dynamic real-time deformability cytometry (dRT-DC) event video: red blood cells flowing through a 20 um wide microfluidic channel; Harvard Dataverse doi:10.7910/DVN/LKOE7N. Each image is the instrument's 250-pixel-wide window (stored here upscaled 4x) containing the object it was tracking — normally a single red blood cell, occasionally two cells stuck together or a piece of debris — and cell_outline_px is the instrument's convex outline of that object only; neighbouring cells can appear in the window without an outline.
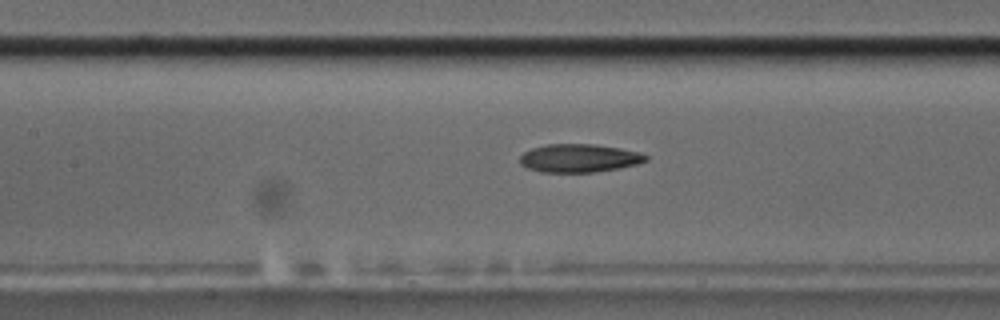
{"species": "common noctule bat (a hibernating species)", "species_latin": "Nyctalus noctula", "temperature_condition": "cold", "stored_images_in_passage": 40, "camera_frame_rate_fps": 3000, "um_per_image_px": 0.085, "animal": {"sex": "male", "body_mass_g": 17.5, "forearm_length_mm": 52.3}, "frame": {"image": 1, "passage_image": 10, "time_ms": 3.0, "image_size_px": [1000, 320], "cell_outline_px": [[648, 160], [636, 164], [620, 168], [592, 172], [540, 172], [528, 168], [520, 164], [520, 156], [524, 152], [532, 148], [544, 144], [596, 144], [620, 148], [640, 152], [648, 156]], "centroid_in_image_um": [49.22, 13.43], "position_along_channel_um": 158.2, "area_um2": 20.81}}
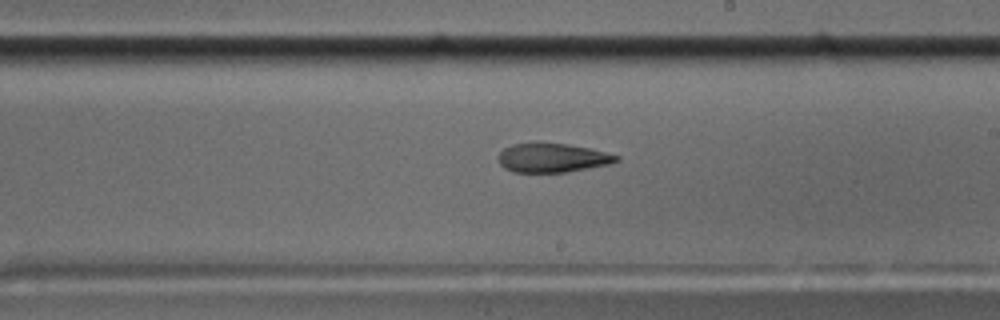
{"frame": {"image": 2, "passage_image": 17, "time_ms": 5.333, "image_size_px": [1000, 320], "cell_outline_px": [[620, 160], [608, 164], [568, 172], [512, 172], [504, 168], [500, 164], [500, 152], [504, 148], [512, 144], [536, 140], [568, 144], [588, 148], [620, 156]], "centroid_in_image_um": [46.91, 13.38], "position_along_channel_um": 242.1, "area_um2": 20.35}}
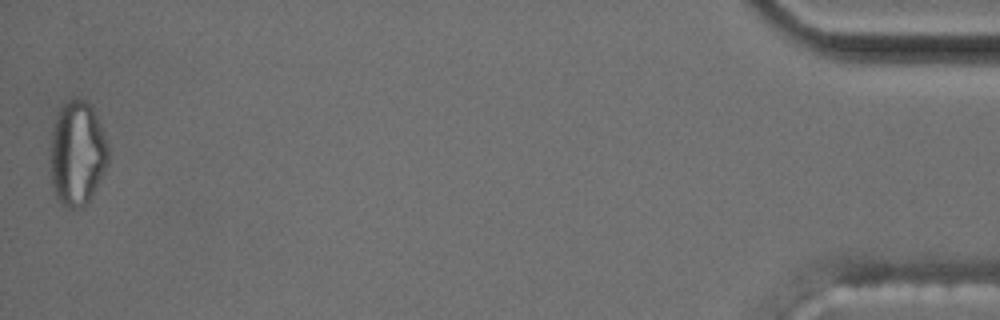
{"frame": {"image": 3, "passage_image": 40, "time_ms": 13.0, "image_size_px": [1000, 320], "cell_outline_px": [[108, 164], [104, 172], [88, 200], [80, 208], [68, 208], [60, 204], [56, 196], [52, 184], [52, 132], [56, 116], [60, 108], [68, 100], [76, 96], [80, 96], [92, 108], [100, 124], [108, 144]], "centroid_in_image_um": [6.58, 13.01], "position_along_channel_um": 428.6, "area_um2": 34.8}, "authors_computed_cell_mechanics": {"area_um2": 21.5883, "velocity_mm_per_s": 3.6143, "shape_relaxation_time_tau1_ms": null, "shape_relaxation_time_tau2_ms": 6.166, "deformation_change_tau1": null, "deformation_change_tau2": 0.1515}}